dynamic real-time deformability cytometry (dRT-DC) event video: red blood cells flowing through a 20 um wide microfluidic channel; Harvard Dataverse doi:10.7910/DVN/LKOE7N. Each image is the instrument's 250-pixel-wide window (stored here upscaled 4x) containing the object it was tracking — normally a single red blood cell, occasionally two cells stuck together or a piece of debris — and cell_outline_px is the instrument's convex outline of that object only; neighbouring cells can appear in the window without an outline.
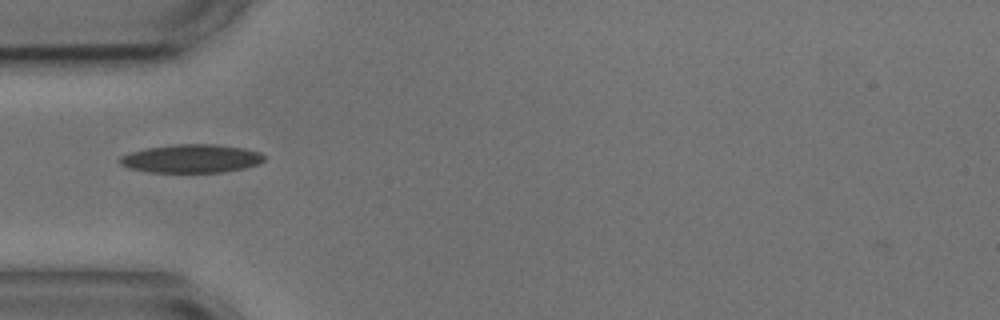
{"species": "common noctule bat (a hibernating species)", "species_latin": "Nyctalus noctula", "temperature_condition": "cold", "stored_images_in_passage": 38, "camera_frame_rate_fps": 3000, "um_per_image_px": 0.085, "animal": {"sex": "male", "body_mass_g": 17.9, "forearm_length_mm": 54.2}, "frame": {"image": 1, "passage_image": 1, "time_ms": 0.0, "image_size_px": [1000, 320], "cell_outline_px": [[268, 156], [260, 164], [244, 168], [220, 172], [148, 172], [128, 168], [120, 164], [116, 160], [120, 156], [144, 148], [172, 144], [216, 144], [244, 148], [260, 152]], "centroid_in_image_um": [16.27, 13.47], "position_along_channel_um": 68.7, "area_um2": 24.22}}
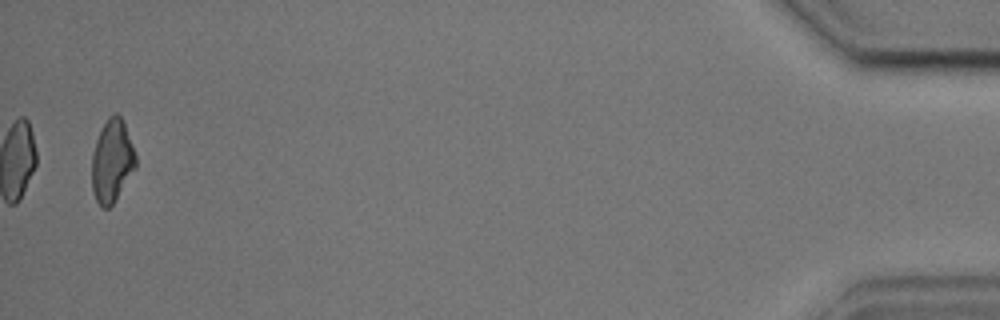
{"frame": {"image": 2, "passage_image": 38, "time_ms": 12.333, "image_size_px": [1000, 320], "cell_outline_px": [[136, 168], [112, 204], [108, 208], [100, 208], [96, 200], [92, 188], [92, 156], [96, 140], [108, 116], [116, 112], [120, 116], [124, 124], [132, 144], [136, 156]], "centroid_in_image_um": [9.51, 13.7], "position_along_channel_um": 425.7, "area_um2": 20.92}, "authors_computed_cell_mechanics": {"area_um2": 21.9062, "velocity_mm_per_s": 3.6094, "shape_relaxation_time_tau1_ms": 6.572, "shape_relaxation_time_tau2_ms": 6.1936, "deformation_change_tau1": 0.1652, "deformation_change_tau2": 0.1403}}